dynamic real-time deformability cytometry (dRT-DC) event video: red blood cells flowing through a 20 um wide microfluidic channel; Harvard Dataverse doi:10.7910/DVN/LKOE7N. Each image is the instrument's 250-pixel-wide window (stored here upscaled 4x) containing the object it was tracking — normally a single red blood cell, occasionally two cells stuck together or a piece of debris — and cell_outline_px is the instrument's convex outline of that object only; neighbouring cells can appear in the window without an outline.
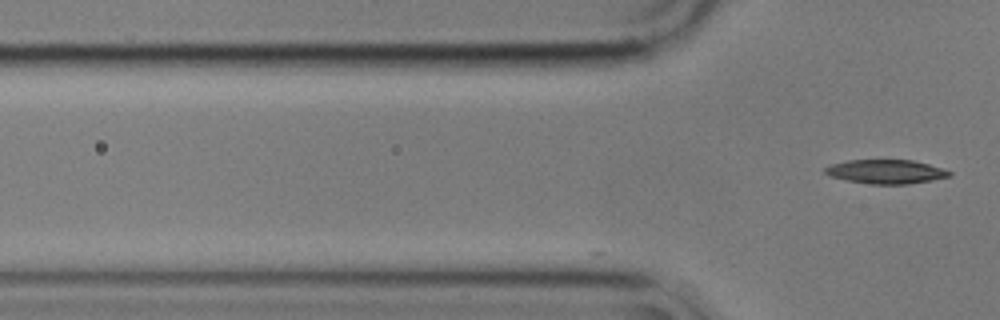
{"species": "common noctule bat (a hibernating species)", "species_latin": "Nyctalus noctula", "temperature_condition": "cold", "stored_images_in_passage": 3, "camera_frame_rate_fps": 3000, "um_per_image_px": 0.085, "animal": {"sex": "male", "body_mass_g": 17.9}, "frame": {"image": 1, "passage_image": 3, "time_ms": 0.667, "image_size_px": [1000, 320], "cell_outline_px": [[952, 176], [932, 180], [908, 184], [872, 184], [848, 180], [828, 176], [824, 172], [824, 168], [832, 164], [848, 160], [912, 160], [928, 164], [952, 172]], "centroid_in_image_um": [75.3, 14.59], "position_along_channel_um": 50.5, "area_um2": 17.28}}